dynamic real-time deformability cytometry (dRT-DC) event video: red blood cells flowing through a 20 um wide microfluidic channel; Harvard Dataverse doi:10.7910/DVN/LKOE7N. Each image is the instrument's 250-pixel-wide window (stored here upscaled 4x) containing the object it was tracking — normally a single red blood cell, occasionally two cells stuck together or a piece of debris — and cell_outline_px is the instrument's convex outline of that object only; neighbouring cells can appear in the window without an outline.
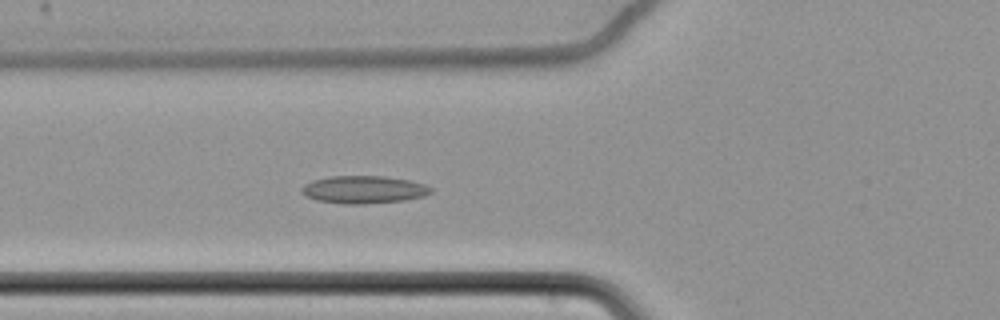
{"species": "common noctule bat (a hibernating species)", "species_latin": "Nyctalus noctula", "temperature_condition": "cold", "stored_images_in_passage": 41, "camera_frame_rate_fps": 3000, "um_per_image_px": 0.085, "animal": {"sex": "female", "body_mass_g": 22.7, "forearm_length_mm": 54.2}, "frame": {"image": 1, "passage_image": 4, "time_ms": 1.0, "image_size_px": [1000, 320], "cell_outline_px": [[432, 192], [424, 196], [404, 200], [364, 204], [344, 204], [316, 200], [304, 196], [300, 192], [300, 188], [304, 184], [312, 180], [332, 176], [384, 176], [408, 180], [424, 184], [432, 188]], "centroid_in_image_um": [30.87, 16.12], "position_along_channel_um": 94.9, "area_um2": 20.92}}
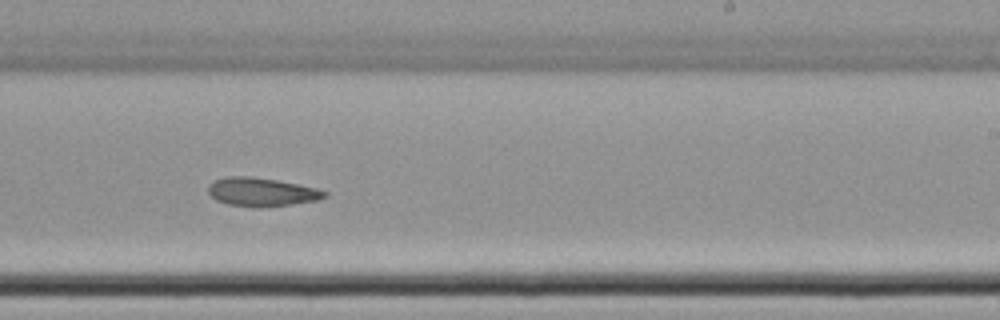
{"frame": {"image": 2, "passage_image": 19, "time_ms": 6.0, "image_size_px": [1000, 320], "cell_outline_px": [[328, 196], [320, 200], [292, 204], [256, 208], [252, 208], [228, 204], [216, 200], [208, 192], [208, 184], [224, 176], [248, 176], [276, 180], [316, 188], [328, 192]], "centroid_in_image_um": [22.24, 16.33], "position_along_channel_um": 266.8, "area_um2": 19.48}}
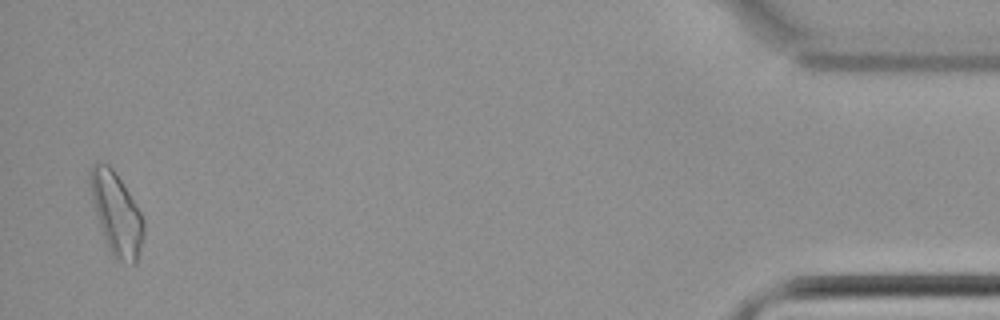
{"frame": {"image": 3, "passage_image": 40, "time_ms": 13.0, "image_size_px": [1000, 320], "cell_outline_px": [[144, 236], [136, 260], [132, 264], [120, 260], [112, 256], [104, 240], [100, 228], [92, 200], [88, 176], [92, 164], [96, 160], [100, 160], [108, 164], [112, 168], [128, 192], [140, 212], [144, 220]], "centroid_in_image_um": [9.86, 18.12], "position_along_channel_um": 425.3, "area_um2": 25.49}}